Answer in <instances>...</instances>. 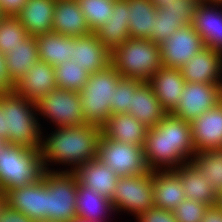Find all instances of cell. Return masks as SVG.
<instances>
[{
    "instance_id": "6da1fadb",
    "label": "cell",
    "mask_w": 222,
    "mask_h": 222,
    "mask_svg": "<svg viewBox=\"0 0 222 222\" xmlns=\"http://www.w3.org/2000/svg\"><path fill=\"white\" fill-rule=\"evenodd\" d=\"M143 154L150 171L174 170L190 162L195 154L191 124L167 113L159 124L148 128Z\"/></svg>"
},
{
    "instance_id": "7a4b0ae2",
    "label": "cell",
    "mask_w": 222,
    "mask_h": 222,
    "mask_svg": "<svg viewBox=\"0 0 222 222\" xmlns=\"http://www.w3.org/2000/svg\"><path fill=\"white\" fill-rule=\"evenodd\" d=\"M41 135L40 158L49 171L73 172L78 166L97 159L101 128L85 124L74 127H61ZM45 137V138H44ZM70 166V169H51L50 164Z\"/></svg>"
},
{
    "instance_id": "3957f363",
    "label": "cell",
    "mask_w": 222,
    "mask_h": 222,
    "mask_svg": "<svg viewBox=\"0 0 222 222\" xmlns=\"http://www.w3.org/2000/svg\"><path fill=\"white\" fill-rule=\"evenodd\" d=\"M2 113L5 114L9 145L39 150L43 128L36 104L13 90L2 91ZM37 116V117H36Z\"/></svg>"
},
{
    "instance_id": "277c9868",
    "label": "cell",
    "mask_w": 222,
    "mask_h": 222,
    "mask_svg": "<svg viewBox=\"0 0 222 222\" xmlns=\"http://www.w3.org/2000/svg\"><path fill=\"white\" fill-rule=\"evenodd\" d=\"M111 65L123 78L149 82L161 67L160 45L151 39L129 38L111 52Z\"/></svg>"
},
{
    "instance_id": "5b68a950",
    "label": "cell",
    "mask_w": 222,
    "mask_h": 222,
    "mask_svg": "<svg viewBox=\"0 0 222 222\" xmlns=\"http://www.w3.org/2000/svg\"><path fill=\"white\" fill-rule=\"evenodd\" d=\"M46 171L39 150L8 145L0 154V190L6 194L11 189L38 183Z\"/></svg>"
},
{
    "instance_id": "8992f818",
    "label": "cell",
    "mask_w": 222,
    "mask_h": 222,
    "mask_svg": "<svg viewBox=\"0 0 222 222\" xmlns=\"http://www.w3.org/2000/svg\"><path fill=\"white\" fill-rule=\"evenodd\" d=\"M121 75L110 64L102 71L92 73L79 93L86 124L102 127L112 115L110 103Z\"/></svg>"
},
{
    "instance_id": "52a82bcc",
    "label": "cell",
    "mask_w": 222,
    "mask_h": 222,
    "mask_svg": "<svg viewBox=\"0 0 222 222\" xmlns=\"http://www.w3.org/2000/svg\"><path fill=\"white\" fill-rule=\"evenodd\" d=\"M78 180L70 171H46L47 220L72 222L76 215Z\"/></svg>"
},
{
    "instance_id": "ba28073f",
    "label": "cell",
    "mask_w": 222,
    "mask_h": 222,
    "mask_svg": "<svg viewBox=\"0 0 222 222\" xmlns=\"http://www.w3.org/2000/svg\"><path fill=\"white\" fill-rule=\"evenodd\" d=\"M114 210L137 217L154 206L153 171L142 175L119 177L111 198Z\"/></svg>"
},
{
    "instance_id": "9c48e42d",
    "label": "cell",
    "mask_w": 222,
    "mask_h": 222,
    "mask_svg": "<svg viewBox=\"0 0 222 222\" xmlns=\"http://www.w3.org/2000/svg\"><path fill=\"white\" fill-rule=\"evenodd\" d=\"M37 114L50 119L54 128L85 125L79 93L53 89L36 103Z\"/></svg>"
},
{
    "instance_id": "30bf717a",
    "label": "cell",
    "mask_w": 222,
    "mask_h": 222,
    "mask_svg": "<svg viewBox=\"0 0 222 222\" xmlns=\"http://www.w3.org/2000/svg\"><path fill=\"white\" fill-rule=\"evenodd\" d=\"M97 158L111 168L118 177L148 173L143 147L117 142L101 136L98 143Z\"/></svg>"
},
{
    "instance_id": "8fae6325",
    "label": "cell",
    "mask_w": 222,
    "mask_h": 222,
    "mask_svg": "<svg viewBox=\"0 0 222 222\" xmlns=\"http://www.w3.org/2000/svg\"><path fill=\"white\" fill-rule=\"evenodd\" d=\"M220 103L221 84L186 82L180 102L172 114L191 124Z\"/></svg>"
},
{
    "instance_id": "7c38bea8",
    "label": "cell",
    "mask_w": 222,
    "mask_h": 222,
    "mask_svg": "<svg viewBox=\"0 0 222 222\" xmlns=\"http://www.w3.org/2000/svg\"><path fill=\"white\" fill-rule=\"evenodd\" d=\"M200 0H172L163 7H157L154 18L153 36L155 44L161 45L174 32L192 24L194 12Z\"/></svg>"
},
{
    "instance_id": "4fadbf2b",
    "label": "cell",
    "mask_w": 222,
    "mask_h": 222,
    "mask_svg": "<svg viewBox=\"0 0 222 222\" xmlns=\"http://www.w3.org/2000/svg\"><path fill=\"white\" fill-rule=\"evenodd\" d=\"M203 48L202 38L192 24L185 25L160 45L162 65L165 68L180 69Z\"/></svg>"
},
{
    "instance_id": "5bb4252c",
    "label": "cell",
    "mask_w": 222,
    "mask_h": 222,
    "mask_svg": "<svg viewBox=\"0 0 222 222\" xmlns=\"http://www.w3.org/2000/svg\"><path fill=\"white\" fill-rule=\"evenodd\" d=\"M6 204L20 211L34 222L47 220L46 172L38 183H31L9 190Z\"/></svg>"
},
{
    "instance_id": "9a60e30c",
    "label": "cell",
    "mask_w": 222,
    "mask_h": 222,
    "mask_svg": "<svg viewBox=\"0 0 222 222\" xmlns=\"http://www.w3.org/2000/svg\"><path fill=\"white\" fill-rule=\"evenodd\" d=\"M57 88L54 66L38 60L27 73L14 84L13 91L33 103Z\"/></svg>"
},
{
    "instance_id": "2e32d148",
    "label": "cell",
    "mask_w": 222,
    "mask_h": 222,
    "mask_svg": "<svg viewBox=\"0 0 222 222\" xmlns=\"http://www.w3.org/2000/svg\"><path fill=\"white\" fill-rule=\"evenodd\" d=\"M222 3L199 2L192 26L202 38L204 46L222 54Z\"/></svg>"
},
{
    "instance_id": "e0dca14e",
    "label": "cell",
    "mask_w": 222,
    "mask_h": 222,
    "mask_svg": "<svg viewBox=\"0 0 222 222\" xmlns=\"http://www.w3.org/2000/svg\"><path fill=\"white\" fill-rule=\"evenodd\" d=\"M195 153L222 148V102L191 123Z\"/></svg>"
},
{
    "instance_id": "ac0fdd59",
    "label": "cell",
    "mask_w": 222,
    "mask_h": 222,
    "mask_svg": "<svg viewBox=\"0 0 222 222\" xmlns=\"http://www.w3.org/2000/svg\"><path fill=\"white\" fill-rule=\"evenodd\" d=\"M180 70L186 82L221 84L222 54L205 47Z\"/></svg>"
},
{
    "instance_id": "d6986e66",
    "label": "cell",
    "mask_w": 222,
    "mask_h": 222,
    "mask_svg": "<svg viewBox=\"0 0 222 222\" xmlns=\"http://www.w3.org/2000/svg\"><path fill=\"white\" fill-rule=\"evenodd\" d=\"M148 83L151 85L162 108L167 113H172L180 102L186 83L181 70L161 67L151 76Z\"/></svg>"
},
{
    "instance_id": "ffe728a7",
    "label": "cell",
    "mask_w": 222,
    "mask_h": 222,
    "mask_svg": "<svg viewBox=\"0 0 222 222\" xmlns=\"http://www.w3.org/2000/svg\"><path fill=\"white\" fill-rule=\"evenodd\" d=\"M111 52L98 40L95 33L75 37L73 59L75 63L92 74L111 64Z\"/></svg>"
},
{
    "instance_id": "44dd1931",
    "label": "cell",
    "mask_w": 222,
    "mask_h": 222,
    "mask_svg": "<svg viewBox=\"0 0 222 222\" xmlns=\"http://www.w3.org/2000/svg\"><path fill=\"white\" fill-rule=\"evenodd\" d=\"M147 130L148 128L130 113L112 114L101 127V136L143 147Z\"/></svg>"
},
{
    "instance_id": "7402d4cb",
    "label": "cell",
    "mask_w": 222,
    "mask_h": 222,
    "mask_svg": "<svg viewBox=\"0 0 222 222\" xmlns=\"http://www.w3.org/2000/svg\"><path fill=\"white\" fill-rule=\"evenodd\" d=\"M73 173L80 185L92 188L101 196L111 200L119 177L98 158L81 164Z\"/></svg>"
},
{
    "instance_id": "603a6c76",
    "label": "cell",
    "mask_w": 222,
    "mask_h": 222,
    "mask_svg": "<svg viewBox=\"0 0 222 222\" xmlns=\"http://www.w3.org/2000/svg\"><path fill=\"white\" fill-rule=\"evenodd\" d=\"M56 0H28L17 14L27 34L32 37L53 32Z\"/></svg>"
},
{
    "instance_id": "cb8c5ba5",
    "label": "cell",
    "mask_w": 222,
    "mask_h": 222,
    "mask_svg": "<svg viewBox=\"0 0 222 222\" xmlns=\"http://www.w3.org/2000/svg\"><path fill=\"white\" fill-rule=\"evenodd\" d=\"M154 206L173 211L185 199L182 181L174 170L153 171Z\"/></svg>"
},
{
    "instance_id": "d4e9b609",
    "label": "cell",
    "mask_w": 222,
    "mask_h": 222,
    "mask_svg": "<svg viewBox=\"0 0 222 222\" xmlns=\"http://www.w3.org/2000/svg\"><path fill=\"white\" fill-rule=\"evenodd\" d=\"M53 32L70 37L92 33L77 0H56Z\"/></svg>"
},
{
    "instance_id": "484cf974",
    "label": "cell",
    "mask_w": 222,
    "mask_h": 222,
    "mask_svg": "<svg viewBox=\"0 0 222 222\" xmlns=\"http://www.w3.org/2000/svg\"><path fill=\"white\" fill-rule=\"evenodd\" d=\"M128 113L143 123L147 128H153L159 124L167 112L162 108L148 82H143L132 94Z\"/></svg>"
},
{
    "instance_id": "4316f807",
    "label": "cell",
    "mask_w": 222,
    "mask_h": 222,
    "mask_svg": "<svg viewBox=\"0 0 222 222\" xmlns=\"http://www.w3.org/2000/svg\"><path fill=\"white\" fill-rule=\"evenodd\" d=\"M128 0H115L112 16L96 32L98 40L112 52L129 37Z\"/></svg>"
},
{
    "instance_id": "83f0119b",
    "label": "cell",
    "mask_w": 222,
    "mask_h": 222,
    "mask_svg": "<svg viewBox=\"0 0 222 222\" xmlns=\"http://www.w3.org/2000/svg\"><path fill=\"white\" fill-rule=\"evenodd\" d=\"M182 181L185 197L213 206L218 204V196L209 180L191 163L180 165L174 169Z\"/></svg>"
},
{
    "instance_id": "f1b7e54d",
    "label": "cell",
    "mask_w": 222,
    "mask_h": 222,
    "mask_svg": "<svg viewBox=\"0 0 222 222\" xmlns=\"http://www.w3.org/2000/svg\"><path fill=\"white\" fill-rule=\"evenodd\" d=\"M39 60L52 66L73 59V48H75V37L50 32L35 37Z\"/></svg>"
},
{
    "instance_id": "f546056e",
    "label": "cell",
    "mask_w": 222,
    "mask_h": 222,
    "mask_svg": "<svg viewBox=\"0 0 222 222\" xmlns=\"http://www.w3.org/2000/svg\"><path fill=\"white\" fill-rule=\"evenodd\" d=\"M112 212L115 213L116 211L111 200L101 196L92 188L85 187L78 183L76 195L77 218L107 222Z\"/></svg>"
},
{
    "instance_id": "4dcf8cb0",
    "label": "cell",
    "mask_w": 222,
    "mask_h": 222,
    "mask_svg": "<svg viewBox=\"0 0 222 222\" xmlns=\"http://www.w3.org/2000/svg\"><path fill=\"white\" fill-rule=\"evenodd\" d=\"M6 69L9 75V81L14 86L39 60L38 48L35 37L28 36L23 43L11 52L5 54Z\"/></svg>"
},
{
    "instance_id": "1f68e13d",
    "label": "cell",
    "mask_w": 222,
    "mask_h": 222,
    "mask_svg": "<svg viewBox=\"0 0 222 222\" xmlns=\"http://www.w3.org/2000/svg\"><path fill=\"white\" fill-rule=\"evenodd\" d=\"M129 37L150 39L153 36L157 6L151 0H128Z\"/></svg>"
},
{
    "instance_id": "d6a6232c",
    "label": "cell",
    "mask_w": 222,
    "mask_h": 222,
    "mask_svg": "<svg viewBox=\"0 0 222 222\" xmlns=\"http://www.w3.org/2000/svg\"><path fill=\"white\" fill-rule=\"evenodd\" d=\"M190 162L209 180L217 196L222 195V148L195 153Z\"/></svg>"
},
{
    "instance_id": "836d02e7",
    "label": "cell",
    "mask_w": 222,
    "mask_h": 222,
    "mask_svg": "<svg viewBox=\"0 0 222 222\" xmlns=\"http://www.w3.org/2000/svg\"><path fill=\"white\" fill-rule=\"evenodd\" d=\"M58 89L80 92L88 81L90 73L72 60L54 67Z\"/></svg>"
},
{
    "instance_id": "e575fe53",
    "label": "cell",
    "mask_w": 222,
    "mask_h": 222,
    "mask_svg": "<svg viewBox=\"0 0 222 222\" xmlns=\"http://www.w3.org/2000/svg\"><path fill=\"white\" fill-rule=\"evenodd\" d=\"M115 0H77L92 33L105 24L113 14Z\"/></svg>"
},
{
    "instance_id": "d590c367",
    "label": "cell",
    "mask_w": 222,
    "mask_h": 222,
    "mask_svg": "<svg viewBox=\"0 0 222 222\" xmlns=\"http://www.w3.org/2000/svg\"><path fill=\"white\" fill-rule=\"evenodd\" d=\"M17 16L5 15L0 20V53L7 54L28 37Z\"/></svg>"
},
{
    "instance_id": "8d00e7d4",
    "label": "cell",
    "mask_w": 222,
    "mask_h": 222,
    "mask_svg": "<svg viewBox=\"0 0 222 222\" xmlns=\"http://www.w3.org/2000/svg\"><path fill=\"white\" fill-rule=\"evenodd\" d=\"M142 81L121 77L114 91L113 100L110 103L112 114L128 113V106L132 101V94L142 84Z\"/></svg>"
},
{
    "instance_id": "74e56055",
    "label": "cell",
    "mask_w": 222,
    "mask_h": 222,
    "mask_svg": "<svg viewBox=\"0 0 222 222\" xmlns=\"http://www.w3.org/2000/svg\"><path fill=\"white\" fill-rule=\"evenodd\" d=\"M207 208V204L186 198L173 213L177 222H200Z\"/></svg>"
},
{
    "instance_id": "f35d334b",
    "label": "cell",
    "mask_w": 222,
    "mask_h": 222,
    "mask_svg": "<svg viewBox=\"0 0 222 222\" xmlns=\"http://www.w3.org/2000/svg\"><path fill=\"white\" fill-rule=\"evenodd\" d=\"M138 222H177L173 211L153 206L136 217Z\"/></svg>"
},
{
    "instance_id": "ab89813d",
    "label": "cell",
    "mask_w": 222,
    "mask_h": 222,
    "mask_svg": "<svg viewBox=\"0 0 222 222\" xmlns=\"http://www.w3.org/2000/svg\"><path fill=\"white\" fill-rule=\"evenodd\" d=\"M0 222H34L31 218L26 215L12 209L8 204L2 208L0 212Z\"/></svg>"
},
{
    "instance_id": "60d3db41",
    "label": "cell",
    "mask_w": 222,
    "mask_h": 222,
    "mask_svg": "<svg viewBox=\"0 0 222 222\" xmlns=\"http://www.w3.org/2000/svg\"><path fill=\"white\" fill-rule=\"evenodd\" d=\"M28 0H0L4 15L17 16Z\"/></svg>"
},
{
    "instance_id": "b9f144b4",
    "label": "cell",
    "mask_w": 222,
    "mask_h": 222,
    "mask_svg": "<svg viewBox=\"0 0 222 222\" xmlns=\"http://www.w3.org/2000/svg\"><path fill=\"white\" fill-rule=\"evenodd\" d=\"M13 90V85L9 81V75L6 69L5 55L0 53V91Z\"/></svg>"
},
{
    "instance_id": "7bdbcfd3",
    "label": "cell",
    "mask_w": 222,
    "mask_h": 222,
    "mask_svg": "<svg viewBox=\"0 0 222 222\" xmlns=\"http://www.w3.org/2000/svg\"><path fill=\"white\" fill-rule=\"evenodd\" d=\"M200 222H222V208L218 204L208 206Z\"/></svg>"
},
{
    "instance_id": "ee69618b",
    "label": "cell",
    "mask_w": 222,
    "mask_h": 222,
    "mask_svg": "<svg viewBox=\"0 0 222 222\" xmlns=\"http://www.w3.org/2000/svg\"><path fill=\"white\" fill-rule=\"evenodd\" d=\"M8 133L6 130L5 114L2 113V91L0 92V138L8 141Z\"/></svg>"
},
{
    "instance_id": "f6af8a7d",
    "label": "cell",
    "mask_w": 222,
    "mask_h": 222,
    "mask_svg": "<svg viewBox=\"0 0 222 222\" xmlns=\"http://www.w3.org/2000/svg\"><path fill=\"white\" fill-rule=\"evenodd\" d=\"M6 204V194L0 190V212L2 210V208L5 206Z\"/></svg>"
},
{
    "instance_id": "bcb514c9",
    "label": "cell",
    "mask_w": 222,
    "mask_h": 222,
    "mask_svg": "<svg viewBox=\"0 0 222 222\" xmlns=\"http://www.w3.org/2000/svg\"><path fill=\"white\" fill-rule=\"evenodd\" d=\"M157 7H163L168 2H172V0H151Z\"/></svg>"
},
{
    "instance_id": "7dc6e473",
    "label": "cell",
    "mask_w": 222,
    "mask_h": 222,
    "mask_svg": "<svg viewBox=\"0 0 222 222\" xmlns=\"http://www.w3.org/2000/svg\"><path fill=\"white\" fill-rule=\"evenodd\" d=\"M9 145L8 141L0 138V154Z\"/></svg>"
},
{
    "instance_id": "c3c4849f",
    "label": "cell",
    "mask_w": 222,
    "mask_h": 222,
    "mask_svg": "<svg viewBox=\"0 0 222 222\" xmlns=\"http://www.w3.org/2000/svg\"><path fill=\"white\" fill-rule=\"evenodd\" d=\"M72 222H98V221H91V220H86L82 218H75Z\"/></svg>"
},
{
    "instance_id": "681fc988",
    "label": "cell",
    "mask_w": 222,
    "mask_h": 222,
    "mask_svg": "<svg viewBox=\"0 0 222 222\" xmlns=\"http://www.w3.org/2000/svg\"><path fill=\"white\" fill-rule=\"evenodd\" d=\"M201 2H206V3H222V0H201Z\"/></svg>"
},
{
    "instance_id": "f907efd6",
    "label": "cell",
    "mask_w": 222,
    "mask_h": 222,
    "mask_svg": "<svg viewBox=\"0 0 222 222\" xmlns=\"http://www.w3.org/2000/svg\"><path fill=\"white\" fill-rule=\"evenodd\" d=\"M218 205L222 208V195L218 198Z\"/></svg>"
},
{
    "instance_id": "816d5d0a",
    "label": "cell",
    "mask_w": 222,
    "mask_h": 222,
    "mask_svg": "<svg viewBox=\"0 0 222 222\" xmlns=\"http://www.w3.org/2000/svg\"><path fill=\"white\" fill-rule=\"evenodd\" d=\"M5 15L2 12L1 6H0V20L4 17Z\"/></svg>"
},
{
    "instance_id": "f5cc1de1",
    "label": "cell",
    "mask_w": 222,
    "mask_h": 222,
    "mask_svg": "<svg viewBox=\"0 0 222 222\" xmlns=\"http://www.w3.org/2000/svg\"><path fill=\"white\" fill-rule=\"evenodd\" d=\"M221 102H222V82H221Z\"/></svg>"
},
{
    "instance_id": "db71d44e",
    "label": "cell",
    "mask_w": 222,
    "mask_h": 222,
    "mask_svg": "<svg viewBox=\"0 0 222 222\" xmlns=\"http://www.w3.org/2000/svg\"><path fill=\"white\" fill-rule=\"evenodd\" d=\"M41 222H56V221L44 220V221H41Z\"/></svg>"
}]
</instances>
